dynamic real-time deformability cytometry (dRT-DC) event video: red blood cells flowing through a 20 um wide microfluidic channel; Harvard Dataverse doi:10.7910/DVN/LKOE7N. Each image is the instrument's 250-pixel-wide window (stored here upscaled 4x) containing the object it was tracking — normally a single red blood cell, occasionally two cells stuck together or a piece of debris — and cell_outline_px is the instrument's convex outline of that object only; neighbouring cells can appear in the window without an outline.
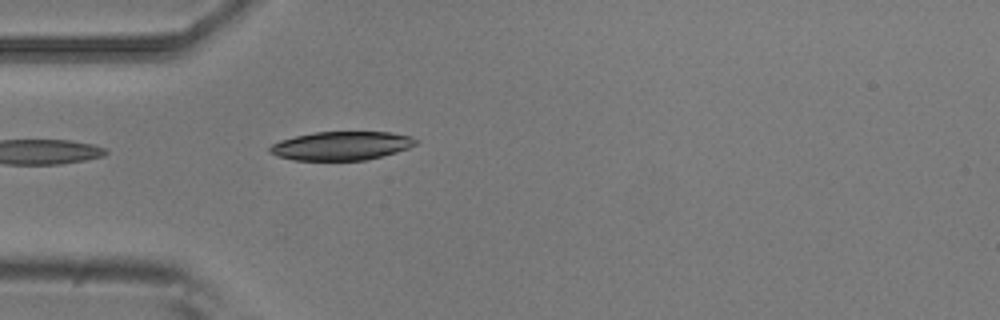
{"species": "common noctule bat (a hibernating species)", "species_latin": "Nyctalus noctula", "temperature_condition": "room temperature", "stored_images_in_passage": 5, "camera_frame_rate_fps": 3000, "um_per_image_px": 0.085, "animal": {"sex": "male", "body_mass_g": 20.5, "forearm_length_mm": 52.5}, "frame": {"image": 1, "passage_image": 5, "time_ms": 1.333, "image_size_px": [1000, 320], "cell_outline_px": [[420, 140], [416, 144], [408, 148], [396, 152], [364, 160], [292, 160], [276, 156], [268, 152], [268, 148], [272, 144], [280, 140], [296, 136], [316, 132], [392, 132], [412, 136]], "centroid_in_image_um": [29.01, 12.39], "position_along_channel_um": 56.0, "area_um2": 24.45}}